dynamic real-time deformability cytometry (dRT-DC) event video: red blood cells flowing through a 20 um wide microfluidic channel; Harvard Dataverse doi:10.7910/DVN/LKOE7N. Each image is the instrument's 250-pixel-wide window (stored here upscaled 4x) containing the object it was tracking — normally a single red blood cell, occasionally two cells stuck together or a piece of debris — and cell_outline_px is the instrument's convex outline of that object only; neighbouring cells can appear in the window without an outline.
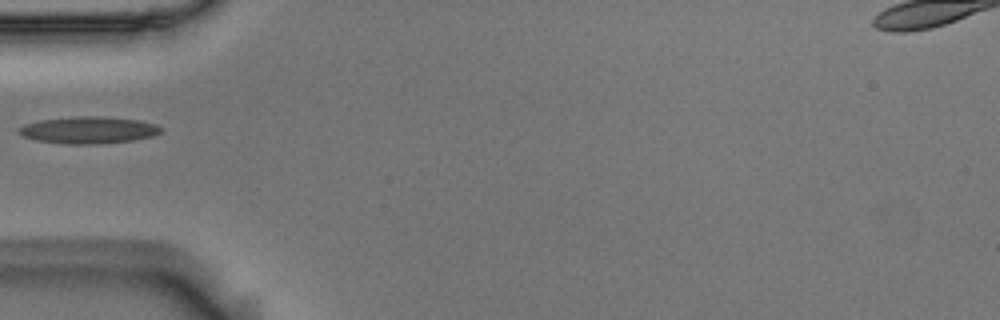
{"species": "Egyptian fruit bat (a non-hibernating species)", "species_latin": "Rousettus aegyptiacus", "temperature_condition": "room temperature", "stored_images_in_passage": 4, "camera_frame_rate_fps": 3000, "um_per_image_px": 0.085, "animal": {"sex": "male"}, "frame": {"image": 1, "passage_image": 3, "time_ms": 0.667, "image_size_px": [1000, 320], "cell_outline_px": [[164, 128], [160, 132], [152, 136], [136, 140], [96, 144], [68, 144], [36, 140], [24, 136], [16, 132], [24, 124], [40, 120], [72, 116], [100, 116], [140, 120], [156, 124]], "centroid_in_image_um": [7.55, 11.05], "position_along_channel_um": 77.5, "area_um2": 22.43}}
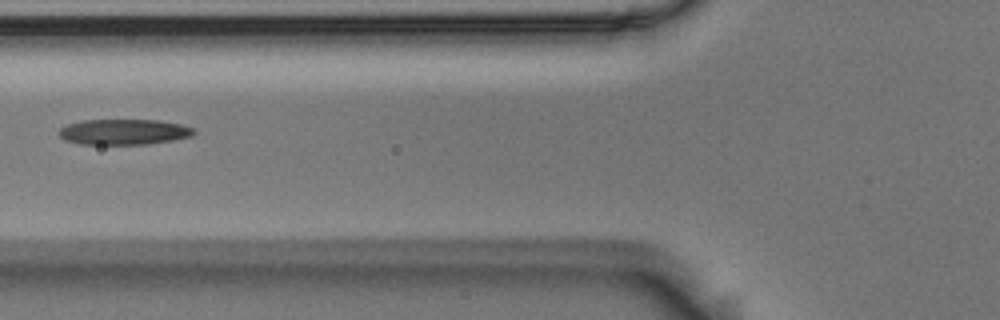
{"frame": {"image": 2, "passage_image": 4, "time_ms": 1.0, "image_size_px": [1000, 320], "cell_outline_px": [[196, 132], [192, 136], [172, 140], [148, 144], [80, 144], [64, 140], [56, 132], [60, 128], [68, 124], [80, 120], [160, 120], [180, 124], [196, 128]], "centroid_in_image_um": [10.52, 11.21], "position_along_channel_um": 115.3, "area_um2": 20.29}}